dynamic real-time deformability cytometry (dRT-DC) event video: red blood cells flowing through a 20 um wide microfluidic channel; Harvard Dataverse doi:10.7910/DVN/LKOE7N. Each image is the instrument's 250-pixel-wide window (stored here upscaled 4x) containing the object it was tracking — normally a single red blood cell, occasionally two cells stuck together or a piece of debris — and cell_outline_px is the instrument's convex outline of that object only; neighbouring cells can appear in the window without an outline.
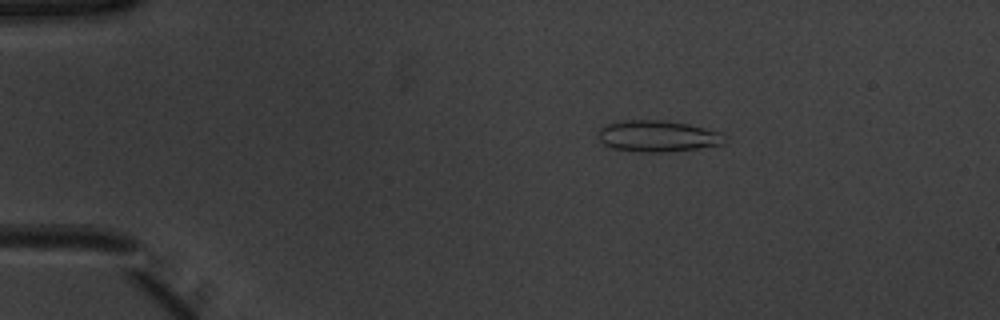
{"species": "common noctule bat (a hibernating species)", "species_latin": "Nyctalus noctula", "temperature_condition": "warm", "stored_images_in_passage": 51, "camera_frame_rate_fps": 3000, "um_per_image_px": 0.085, "animal": {"sex": "male", "body_mass_g": 20.1, "forearm_length_mm": 53.5}, "frame": {"image": 1, "passage_image": 9, "time_ms": 2.667, "image_size_px": [1000, 320], "cell_outline_px": [[728, 136], [720, 144], [700, 148], [660, 152], [644, 152], [612, 148], [604, 144], [596, 136], [600, 128], [608, 124], [628, 120], [660, 120], [688, 124], [724, 132]], "centroid_in_image_um": [55.92, 11.57], "position_along_channel_um": 29.1, "area_um2": 23.0}}
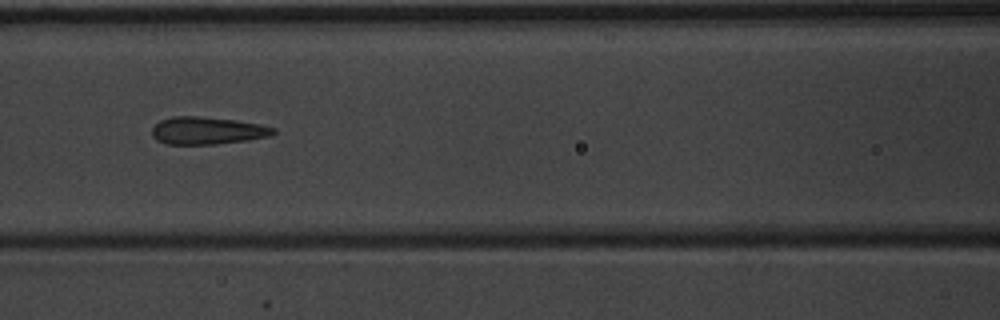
{"frame": {"image": 2, "passage_image": 23, "time_ms": 7.333, "image_size_px": [1000, 320], "cell_outline_px": [[276, 132], [272, 136], [248, 140], [216, 144], [164, 144], [156, 140], [152, 136], [152, 128], [160, 120], [172, 116], [196, 116], [236, 120], [260, 124], [276, 128]], "centroid_in_image_um": [17.63, 11.1], "position_along_channel_um": 149.0, "area_um2": 19.59}}
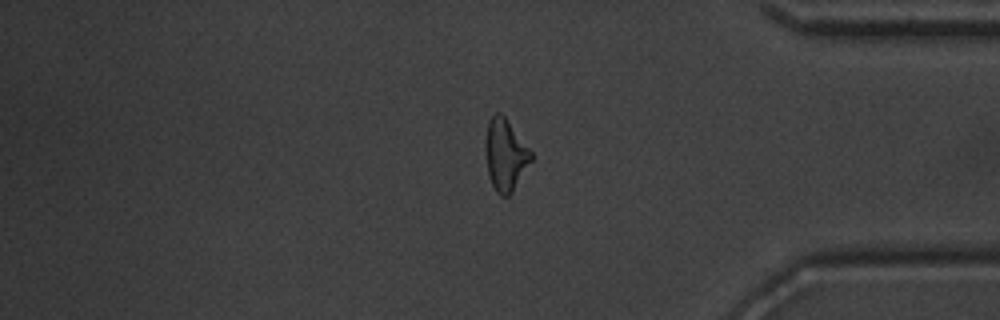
{"frame": {"image": 3, "passage_image": 43, "time_ms": 14.0, "image_size_px": [1000, 320], "cell_outline_px": [[532, 160], [512, 192], [508, 196], [500, 196], [496, 192], [492, 184], [488, 172], [484, 148], [484, 140], [488, 120], [496, 112], [500, 112], [504, 116], [532, 152]], "centroid_in_image_um": [42.92, 13.15], "position_along_channel_um": 392.3, "area_um2": 19.07}, "authors_computed_cell_mechanics": {"area_um2": 19.4786, "velocity_mm_per_s": 3.9414, "shape_relaxation_time_tau1_ms": 4.8096, "shape_relaxation_time_tau2_ms": 0.8801, "deformation_change_tau1": 0.1602, "deformation_change_tau2": 0.0911}}